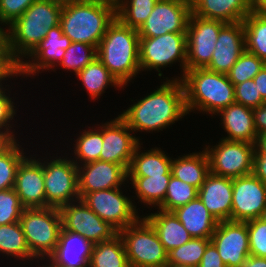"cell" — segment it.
I'll list each match as a JSON object with an SVG mask.
<instances>
[{"mask_svg": "<svg viewBox=\"0 0 266 267\" xmlns=\"http://www.w3.org/2000/svg\"><path fill=\"white\" fill-rule=\"evenodd\" d=\"M188 114L182 81L163 82L119 115L132 131H159Z\"/></svg>", "mask_w": 266, "mask_h": 267, "instance_id": "cell-1", "label": "cell"}, {"mask_svg": "<svg viewBox=\"0 0 266 267\" xmlns=\"http://www.w3.org/2000/svg\"><path fill=\"white\" fill-rule=\"evenodd\" d=\"M139 46L137 29L126 26L116 17L97 48V58L123 87L141 71Z\"/></svg>", "mask_w": 266, "mask_h": 267, "instance_id": "cell-2", "label": "cell"}, {"mask_svg": "<svg viewBox=\"0 0 266 267\" xmlns=\"http://www.w3.org/2000/svg\"><path fill=\"white\" fill-rule=\"evenodd\" d=\"M62 8L49 1L36 0L8 26L7 47L19 63L37 47L51 28L60 25Z\"/></svg>", "mask_w": 266, "mask_h": 267, "instance_id": "cell-3", "label": "cell"}, {"mask_svg": "<svg viewBox=\"0 0 266 267\" xmlns=\"http://www.w3.org/2000/svg\"><path fill=\"white\" fill-rule=\"evenodd\" d=\"M181 81L188 114L199 109L200 112L216 115L235 103L234 85L227 74L196 68L186 70Z\"/></svg>", "mask_w": 266, "mask_h": 267, "instance_id": "cell-4", "label": "cell"}, {"mask_svg": "<svg viewBox=\"0 0 266 267\" xmlns=\"http://www.w3.org/2000/svg\"><path fill=\"white\" fill-rule=\"evenodd\" d=\"M116 18V9L95 1H73L63 6L60 25L72 42L99 46L108 26Z\"/></svg>", "mask_w": 266, "mask_h": 267, "instance_id": "cell-5", "label": "cell"}, {"mask_svg": "<svg viewBox=\"0 0 266 267\" xmlns=\"http://www.w3.org/2000/svg\"><path fill=\"white\" fill-rule=\"evenodd\" d=\"M19 223L34 259H48L56 249L62 228L59 208L24 209Z\"/></svg>", "mask_w": 266, "mask_h": 267, "instance_id": "cell-6", "label": "cell"}, {"mask_svg": "<svg viewBox=\"0 0 266 267\" xmlns=\"http://www.w3.org/2000/svg\"><path fill=\"white\" fill-rule=\"evenodd\" d=\"M119 231L130 267H165L168 252L152 225L142 216Z\"/></svg>", "mask_w": 266, "mask_h": 267, "instance_id": "cell-7", "label": "cell"}, {"mask_svg": "<svg viewBox=\"0 0 266 267\" xmlns=\"http://www.w3.org/2000/svg\"><path fill=\"white\" fill-rule=\"evenodd\" d=\"M180 62L183 72L181 80L187 70V34L166 33L158 37H140L139 64L141 71L156 69L162 77L160 68Z\"/></svg>", "mask_w": 266, "mask_h": 267, "instance_id": "cell-8", "label": "cell"}, {"mask_svg": "<svg viewBox=\"0 0 266 267\" xmlns=\"http://www.w3.org/2000/svg\"><path fill=\"white\" fill-rule=\"evenodd\" d=\"M212 174L236 178L253 173L255 145L220 139L215 146L204 148Z\"/></svg>", "mask_w": 266, "mask_h": 267, "instance_id": "cell-9", "label": "cell"}, {"mask_svg": "<svg viewBox=\"0 0 266 267\" xmlns=\"http://www.w3.org/2000/svg\"><path fill=\"white\" fill-rule=\"evenodd\" d=\"M44 161L43 175L46 194V207L60 208L80 199L78 192V166L61 157ZM76 199V200H75Z\"/></svg>", "mask_w": 266, "mask_h": 267, "instance_id": "cell-10", "label": "cell"}, {"mask_svg": "<svg viewBox=\"0 0 266 267\" xmlns=\"http://www.w3.org/2000/svg\"><path fill=\"white\" fill-rule=\"evenodd\" d=\"M226 24L191 12L186 31L187 70L206 68L210 64L219 32Z\"/></svg>", "mask_w": 266, "mask_h": 267, "instance_id": "cell-11", "label": "cell"}, {"mask_svg": "<svg viewBox=\"0 0 266 267\" xmlns=\"http://www.w3.org/2000/svg\"><path fill=\"white\" fill-rule=\"evenodd\" d=\"M59 210L64 230L80 234L94 244L111 240L119 234L115 227L102 220L82 199L65 204Z\"/></svg>", "mask_w": 266, "mask_h": 267, "instance_id": "cell-12", "label": "cell"}, {"mask_svg": "<svg viewBox=\"0 0 266 267\" xmlns=\"http://www.w3.org/2000/svg\"><path fill=\"white\" fill-rule=\"evenodd\" d=\"M121 191L119 187L99 190L87 193L82 198L91 210L118 231L130 226L140 218L132 199L123 195Z\"/></svg>", "mask_w": 266, "mask_h": 267, "instance_id": "cell-13", "label": "cell"}, {"mask_svg": "<svg viewBox=\"0 0 266 267\" xmlns=\"http://www.w3.org/2000/svg\"><path fill=\"white\" fill-rule=\"evenodd\" d=\"M191 0H158L143 25L139 37H158L166 33H186Z\"/></svg>", "mask_w": 266, "mask_h": 267, "instance_id": "cell-14", "label": "cell"}, {"mask_svg": "<svg viewBox=\"0 0 266 267\" xmlns=\"http://www.w3.org/2000/svg\"><path fill=\"white\" fill-rule=\"evenodd\" d=\"M231 221L260 218L266 209V184L253 173L232 178Z\"/></svg>", "mask_w": 266, "mask_h": 267, "instance_id": "cell-15", "label": "cell"}, {"mask_svg": "<svg viewBox=\"0 0 266 267\" xmlns=\"http://www.w3.org/2000/svg\"><path fill=\"white\" fill-rule=\"evenodd\" d=\"M210 240L226 267H241L250 255L247 221L218 222Z\"/></svg>", "mask_w": 266, "mask_h": 267, "instance_id": "cell-16", "label": "cell"}, {"mask_svg": "<svg viewBox=\"0 0 266 267\" xmlns=\"http://www.w3.org/2000/svg\"><path fill=\"white\" fill-rule=\"evenodd\" d=\"M130 132L133 131L119 115L104 123L100 161L122 165L128 171L135 149L140 145L139 138Z\"/></svg>", "mask_w": 266, "mask_h": 267, "instance_id": "cell-17", "label": "cell"}, {"mask_svg": "<svg viewBox=\"0 0 266 267\" xmlns=\"http://www.w3.org/2000/svg\"><path fill=\"white\" fill-rule=\"evenodd\" d=\"M72 44L70 38L63 34L61 25L51 28L45 38L28 55L31 61L20 63V75L34 76L39 71L54 69L57 63L63 59L65 50ZM34 57V58H33Z\"/></svg>", "mask_w": 266, "mask_h": 267, "instance_id": "cell-18", "label": "cell"}, {"mask_svg": "<svg viewBox=\"0 0 266 267\" xmlns=\"http://www.w3.org/2000/svg\"><path fill=\"white\" fill-rule=\"evenodd\" d=\"M125 180H128V171L116 163L97 160L78 166L80 199L90 192L121 188Z\"/></svg>", "mask_w": 266, "mask_h": 267, "instance_id": "cell-19", "label": "cell"}, {"mask_svg": "<svg viewBox=\"0 0 266 267\" xmlns=\"http://www.w3.org/2000/svg\"><path fill=\"white\" fill-rule=\"evenodd\" d=\"M35 158L20 163L13 187L25 209L46 208L43 164Z\"/></svg>", "mask_w": 266, "mask_h": 267, "instance_id": "cell-20", "label": "cell"}, {"mask_svg": "<svg viewBox=\"0 0 266 267\" xmlns=\"http://www.w3.org/2000/svg\"><path fill=\"white\" fill-rule=\"evenodd\" d=\"M244 51L243 21L227 23L219 32L211 62L206 69L227 74Z\"/></svg>", "mask_w": 266, "mask_h": 267, "instance_id": "cell-21", "label": "cell"}, {"mask_svg": "<svg viewBox=\"0 0 266 267\" xmlns=\"http://www.w3.org/2000/svg\"><path fill=\"white\" fill-rule=\"evenodd\" d=\"M232 193V178L211 172L198 189L199 199L218 222L231 221Z\"/></svg>", "mask_w": 266, "mask_h": 267, "instance_id": "cell-22", "label": "cell"}, {"mask_svg": "<svg viewBox=\"0 0 266 267\" xmlns=\"http://www.w3.org/2000/svg\"><path fill=\"white\" fill-rule=\"evenodd\" d=\"M94 243L80 234L61 228L58 244L50 258L60 266L89 267Z\"/></svg>", "mask_w": 266, "mask_h": 267, "instance_id": "cell-23", "label": "cell"}, {"mask_svg": "<svg viewBox=\"0 0 266 267\" xmlns=\"http://www.w3.org/2000/svg\"><path fill=\"white\" fill-rule=\"evenodd\" d=\"M218 114L221 115V125L223 124V129L228 134L222 139L249 144L255 143L257 132L254 126L253 109L235 102L221 109Z\"/></svg>", "mask_w": 266, "mask_h": 267, "instance_id": "cell-24", "label": "cell"}, {"mask_svg": "<svg viewBox=\"0 0 266 267\" xmlns=\"http://www.w3.org/2000/svg\"><path fill=\"white\" fill-rule=\"evenodd\" d=\"M191 10L201 18L225 23L241 22L252 11L250 0H191Z\"/></svg>", "mask_w": 266, "mask_h": 267, "instance_id": "cell-25", "label": "cell"}, {"mask_svg": "<svg viewBox=\"0 0 266 267\" xmlns=\"http://www.w3.org/2000/svg\"><path fill=\"white\" fill-rule=\"evenodd\" d=\"M172 212L194 238H211L218 224L199 197Z\"/></svg>", "mask_w": 266, "mask_h": 267, "instance_id": "cell-26", "label": "cell"}, {"mask_svg": "<svg viewBox=\"0 0 266 267\" xmlns=\"http://www.w3.org/2000/svg\"><path fill=\"white\" fill-rule=\"evenodd\" d=\"M144 218L152 225L167 252L193 238L173 212L159 209L157 213H151Z\"/></svg>", "mask_w": 266, "mask_h": 267, "instance_id": "cell-27", "label": "cell"}, {"mask_svg": "<svg viewBox=\"0 0 266 267\" xmlns=\"http://www.w3.org/2000/svg\"><path fill=\"white\" fill-rule=\"evenodd\" d=\"M140 149L141 145L135 149L128 169V177L172 175V159L161 148H152L146 152H141Z\"/></svg>", "mask_w": 266, "mask_h": 267, "instance_id": "cell-28", "label": "cell"}, {"mask_svg": "<svg viewBox=\"0 0 266 267\" xmlns=\"http://www.w3.org/2000/svg\"><path fill=\"white\" fill-rule=\"evenodd\" d=\"M173 159L171 163L172 176L199 189L210 173L209 160L205 150L199 153L184 154L178 159Z\"/></svg>", "mask_w": 266, "mask_h": 267, "instance_id": "cell-29", "label": "cell"}, {"mask_svg": "<svg viewBox=\"0 0 266 267\" xmlns=\"http://www.w3.org/2000/svg\"><path fill=\"white\" fill-rule=\"evenodd\" d=\"M76 76L93 100L99 98L110 85L116 88L119 87L120 89L123 88L97 57L86 65Z\"/></svg>", "mask_w": 266, "mask_h": 267, "instance_id": "cell-30", "label": "cell"}, {"mask_svg": "<svg viewBox=\"0 0 266 267\" xmlns=\"http://www.w3.org/2000/svg\"><path fill=\"white\" fill-rule=\"evenodd\" d=\"M89 267H130L122 237L95 243Z\"/></svg>", "mask_w": 266, "mask_h": 267, "instance_id": "cell-31", "label": "cell"}, {"mask_svg": "<svg viewBox=\"0 0 266 267\" xmlns=\"http://www.w3.org/2000/svg\"><path fill=\"white\" fill-rule=\"evenodd\" d=\"M245 50L266 63V12L251 11L243 20Z\"/></svg>", "mask_w": 266, "mask_h": 267, "instance_id": "cell-32", "label": "cell"}, {"mask_svg": "<svg viewBox=\"0 0 266 267\" xmlns=\"http://www.w3.org/2000/svg\"><path fill=\"white\" fill-rule=\"evenodd\" d=\"M172 175L149 177H128L135 190L136 197L145 205L159 207L165 198Z\"/></svg>", "mask_w": 266, "mask_h": 267, "instance_id": "cell-33", "label": "cell"}, {"mask_svg": "<svg viewBox=\"0 0 266 267\" xmlns=\"http://www.w3.org/2000/svg\"><path fill=\"white\" fill-rule=\"evenodd\" d=\"M11 258L33 260L22 227L19 222L0 226V253Z\"/></svg>", "mask_w": 266, "mask_h": 267, "instance_id": "cell-34", "label": "cell"}, {"mask_svg": "<svg viewBox=\"0 0 266 267\" xmlns=\"http://www.w3.org/2000/svg\"><path fill=\"white\" fill-rule=\"evenodd\" d=\"M97 128V130H93V127L92 130H84L83 133H81V135H79L76 139V143L74 144L76 160L72 159V161L77 166H79L80 163L85 164L100 160V152L102 150L103 143V125ZM77 160L79 161V164Z\"/></svg>", "mask_w": 266, "mask_h": 267, "instance_id": "cell-35", "label": "cell"}, {"mask_svg": "<svg viewBox=\"0 0 266 267\" xmlns=\"http://www.w3.org/2000/svg\"><path fill=\"white\" fill-rule=\"evenodd\" d=\"M158 0H122L116 17L126 26L139 29L146 21Z\"/></svg>", "mask_w": 266, "mask_h": 267, "instance_id": "cell-36", "label": "cell"}, {"mask_svg": "<svg viewBox=\"0 0 266 267\" xmlns=\"http://www.w3.org/2000/svg\"><path fill=\"white\" fill-rule=\"evenodd\" d=\"M198 197V188L171 176L163 203L157 208L172 212Z\"/></svg>", "mask_w": 266, "mask_h": 267, "instance_id": "cell-37", "label": "cell"}, {"mask_svg": "<svg viewBox=\"0 0 266 267\" xmlns=\"http://www.w3.org/2000/svg\"><path fill=\"white\" fill-rule=\"evenodd\" d=\"M210 238H192L182 246L171 249L168 254L167 264H186L198 267Z\"/></svg>", "mask_w": 266, "mask_h": 267, "instance_id": "cell-38", "label": "cell"}, {"mask_svg": "<svg viewBox=\"0 0 266 267\" xmlns=\"http://www.w3.org/2000/svg\"><path fill=\"white\" fill-rule=\"evenodd\" d=\"M96 57L97 49L94 46L82 42H72L65 50V54L59 65L62 66L61 68L74 71L75 75H77Z\"/></svg>", "mask_w": 266, "mask_h": 267, "instance_id": "cell-39", "label": "cell"}, {"mask_svg": "<svg viewBox=\"0 0 266 267\" xmlns=\"http://www.w3.org/2000/svg\"><path fill=\"white\" fill-rule=\"evenodd\" d=\"M17 142L0 156V191L14 187L17 169L27 157Z\"/></svg>", "mask_w": 266, "mask_h": 267, "instance_id": "cell-40", "label": "cell"}, {"mask_svg": "<svg viewBox=\"0 0 266 267\" xmlns=\"http://www.w3.org/2000/svg\"><path fill=\"white\" fill-rule=\"evenodd\" d=\"M265 65L259 57L245 50L227 73V77L235 86L253 79Z\"/></svg>", "mask_w": 266, "mask_h": 267, "instance_id": "cell-41", "label": "cell"}, {"mask_svg": "<svg viewBox=\"0 0 266 267\" xmlns=\"http://www.w3.org/2000/svg\"><path fill=\"white\" fill-rule=\"evenodd\" d=\"M24 209L13 188L0 191V226L19 222Z\"/></svg>", "mask_w": 266, "mask_h": 267, "instance_id": "cell-42", "label": "cell"}, {"mask_svg": "<svg viewBox=\"0 0 266 267\" xmlns=\"http://www.w3.org/2000/svg\"><path fill=\"white\" fill-rule=\"evenodd\" d=\"M250 255L266 258V222L262 219L247 221Z\"/></svg>", "mask_w": 266, "mask_h": 267, "instance_id": "cell-43", "label": "cell"}, {"mask_svg": "<svg viewBox=\"0 0 266 267\" xmlns=\"http://www.w3.org/2000/svg\"><path fill=\"white\" fill-rule=\"evenodd\" d=\"M234 95L236 103L251 109H255L265 102L253 79L235 85Z\"/></svg>", "mask_w": 266, "mask_h": 267, "instance_id": "cell-44", "label": "cell"}, {"mask_svg": "<svg viewBox=\"0 0 266 267\" xmlns=\"http://www.w3.org/2000/svg\"><path fill=\"white\" fill-rule=\"evenodd\" d=\"M36 0H0V22L9 26ZM7 24V25H6Z\"/></svg>", "mask_w": 266, "mask_h": 267, "instance_id": "cell-45", "label": "cell"}, {"mask_svg": "<svg viewBox=\"0 0 266 267\" xmlns=\"http://www.w3.org/2000/svg\"><path fill=\"white\" fill-rule=\"evenodd\" d=\"M20 76V63L12 56L7 45L0 51V82L7 77Z\"/></svg>", "mask_w": 266, "mask_h": 267, "instance_id": "cell-46", "label": "cell"}, {"mask_svg": "<svg viewBox=\"0 0 266 267\" xmlns=\"http://www.w3.org/2000/svg\"><path fill=\"white\" fill-rule=\"evenodd\" d=\"M6 89L0 92V131L9 132L14 135L11 131L10 120L14 119V115L16 114L14 103L12 102V98H10V94H6ZM9 127V128H8ZM4 129V130H3Z\"/></svg>", "mask_w": 266, "mask_h": 267, "instance_id": "cell-47", "label": "cell"}, {"mask_svg": "<svg viewBox=\"0 0 266 267\" xmlns=\"http://www.w3.org/2000/svg\"><path fill=\"white\" fill-rule=\"evenodd\" d=\"M198 267H226L212 242L207 245Z\"/></svg>", "mask_w": 266, "mask_h": 267, "instance_id": "cell-48", "label": "cell"}, {"mask_svg": "<svg viewBox=\"0 0 266 267\" xmlns=\"http://www.w3.org/2000/svg\"><path fill=\"white\" fill-rule=\"evenodd\" d=\"M253 116L257 135L266 133V101L253 109Z\"/></svg>", "mask_w": 266, "mask_h": 267, "instance_id": "cell-49", "label": "cell"}, {"mask_svg": "<svg viewBox=\"0 0 266 267\" xmlns=\"http://www.w3.org/2000/svg\"><path fill=\"white\" fill-rule=\"evenodd\" d=\"M253 174L266 184V154H254Z\"/></svg>", "mask_w": 266, "mask_h": 267, "instance_id": "cell-50", "label": "cell"}, {"mask_svg": "<svg viewBox=\"0 0 266 267\" xmlns=\"http://www.w3.org/2000/svg\"><path fill=\"white\" fill-rule=\"evenodd\" d=\"M253 81L257 85V89L260 92L262 98L266 101V65L253 78Z\"/></svg>", "mask_w": 266, "mask_h": 267, "instance_id": "cell-51", "label": "cell"}, {"mask_svg": "<svg viewBox=\"0 0 266 267\" xmlns=\"http://www.w3.org/2000/svg\"><path fill=\"white\" fill-rule=\"evenodd\" d=\"M16 142L15 135L0 131V156Z\"/></svg>", "mask_w": 266, "mask_h": 267, "instance_id": "cell-52", "label": "cell"}, {"mask_svg": "<svg viewBox=\"0 0 266 267\" xmlns=\"http://www.w3.org/2000/svg\"><path fill=\"white\" fill-rule=\"evenodd\" d=\"M241 267H266V258L249 255Z\"/></svg>", "mask_w": 266, "mask_h": 267, "instance_id": "cell-53", "label": "cell"}, {"mask_svg": "<svg viewBox=\"0 0 266 267\" xmlns=\"http://www.w3.org/2000/svg\"><path fill=\"white\" fill-rule=\"evenodd\" d=\"M254 154H266V133L257 135Z\"/></svg>", "mask_w": 266, "mask_h": 267, "instance_id": "cell-54", "label": "cell"}, {"mask_svg": "<svg viewBox=\"0 0 266 267\" xmlns=\"http://www.w3.org/2000/svg\"><path fill=\"white\" fill-rule=\"evenodd\" d=\"M252 11L266 12V0H250Z\"/></svg>", "mask_w": 266, "mask_h": 267, "instance_id": "cell-55", "label": "cell"}, {"mask_svg": "<svg viewBox=\"0 0 266 267\" xmlns=\"http://www.w3.org/2000/svg\"><path fill=\"white\" fill-rule=\"evenodd\" d=\"M2 23L0 22V25ZM7 45V33L4 28L0 26V51Z\"/></svg>", "mask_w": 266, "mask_h": 267, "instance_id": "cell-56", "label": "cell"}, {"mask_svg": "<svg viewBox=\"0 0 266 267\" xmlns=\"http://www.w3.org/2000/svg\"><path fill=\"white\" fill-rule=\"evenodd\" d=\"M93 1L110 5L115 9H117L122 3V0H93Z\"/></svg>", "mask_w": 266, "mask_h": 267, "instance_id": "cell-57", "label": "cell"}, {"mask_svg": "<svg viewBox=\"0 0 266 267\" xmlns=\"http://www.w3.org/2000/svg\"><path fill=\"white\" fill-rule=\"evenodd\" d=\"M45 1H49L61 6H66L68 4H70L71 2H73V0H45Z\"/></svg>", "mask_w": 266, "mask_h": 267, "instance_id": "cell-58", "label": "cell"}, {"mask_svg": "<svg viewBox=\"0 0 266 267\" xmlns=\"http://www.w3.org/2000/svg\"><path fill=\"white\" fill-rule=\"evenodd\" d=\"M46 261H50L49 263H47L48 265H42V267H65V266H60V265H57L50 257L48 260ZM51 263V264H50ZM41 267V266H40Z\"/></svg>", "mask_w": 266, "mask_h": 267, "instance_id": "cell-59", "label": "cell"}, {"mask_svg": "<svg viewBox=\"0 0 266 267\" xmlns=\"http://www.w3.org/2000/svg\"><path fill=\"white\" fill-rule=\"evenodd\" d=\"M165 267H193L186 264H167Z\"/></svg>", "mask_w": 266, "mask_h": 267, "instance_id": "cell-60", "label": "cell"}, {"mask_svg": "<svg viewBox=\"0 0 266 267\" xmlns=\"http://www.w3.org/2000/svg\"><path fill=\"white\" fill-rule=\"evenodd\" d=\"M260 219H262L264 222H266V209H265L264 212L262 213Z\"/></svg>", "mask_w": 266, "mask_h": 267, "instance_id": "cell-61", "label": "cell"}, {"mask_svg": "<svg viewBox=\"0 0 266 267\" xmlns=\"http://www.w3.org/2000/svg\"><path fill=\"white\" fill-rule=\"evenodd\" d=\"M3 86V84H2V82H0V92L4 89V87H2Z\"/></svg>", "mask_w": 266, "mask_h": 267, "instance_id": "cell-62", "label": "cell"}, {"mask_svg": "<svg viewBox=\"0 0 266 267\" xmlns=\"http://www.w3.org/2000/svg\"><path fill=\"white\" fill-rule=\"evenodd\" d=\"M73 1H93V0H73Z\"/></svg>", "mask_w": 266, "mask_h": 267, "instance_id": "cell-63", "label": "cell"}]
</instances>
